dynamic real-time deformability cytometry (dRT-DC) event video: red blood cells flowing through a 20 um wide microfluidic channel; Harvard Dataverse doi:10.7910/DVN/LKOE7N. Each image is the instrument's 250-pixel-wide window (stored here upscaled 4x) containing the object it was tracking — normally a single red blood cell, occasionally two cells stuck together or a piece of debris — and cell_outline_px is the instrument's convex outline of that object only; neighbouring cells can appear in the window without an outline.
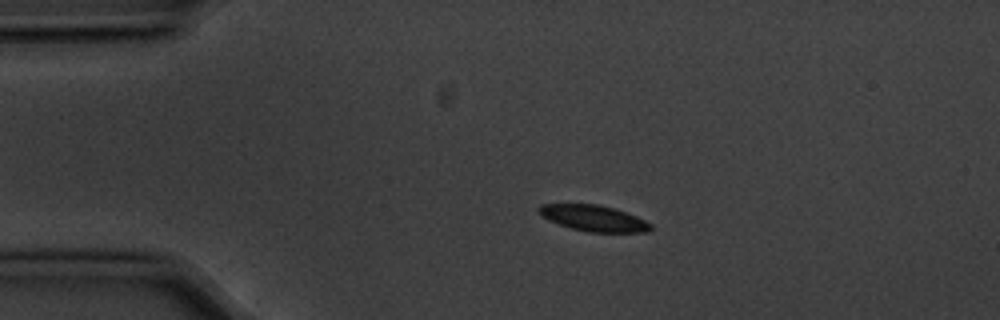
{"species": "common noctule bat (a hibernating species)", "species_latin": "Nyctalus noctula", "temperature_condition": "cold", "stored_images_in_passage": 4, "camera_frame_rate_fps": 3000, "um_per_image_px": 0.085, "animal": {"sex": "male", "body_mass_g": 20.1, "forearm_length_mm": 53.5}, "frame": {"image": 1, "passage_image": 3, "time_ms": 0.667, "image_size_px": [1000, 320], "cell_outline_px": [[652, 228], [648, 232], [588, 232], [572, 228], [548, 220], [540, 216], [536, 212], [536, 208], [540, 204], [596, 204], [612, 208], [636, 216], [652, 224]], "centroid_in_image_um": [50.4, 18.54], "position_along_channel_um": 34.6, "area_um2": 16.94}}